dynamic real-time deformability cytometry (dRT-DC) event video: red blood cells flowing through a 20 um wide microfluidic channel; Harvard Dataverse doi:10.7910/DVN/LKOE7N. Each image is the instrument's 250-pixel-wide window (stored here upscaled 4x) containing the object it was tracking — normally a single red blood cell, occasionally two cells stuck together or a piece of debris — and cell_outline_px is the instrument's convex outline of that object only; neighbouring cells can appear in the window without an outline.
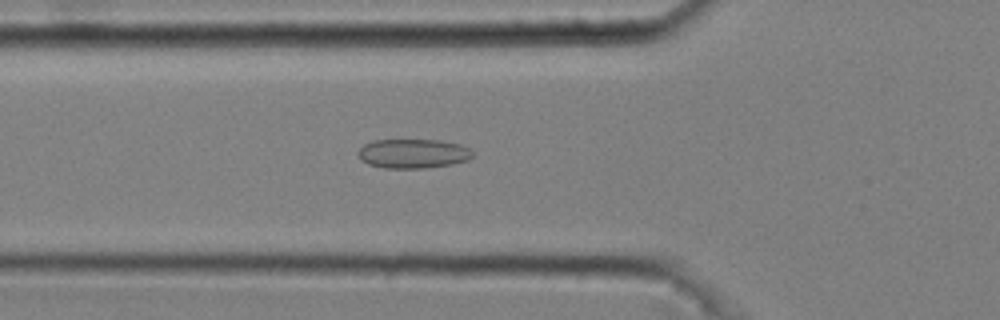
{"species": "common noctule bat (a hibernating species)", "species_latin": "Nyctalus noctula", "temperature_condition": "cold", "stored_images_in_passage": 52, "camera_frame_rate_fps": 3000, "um_per_image_px": 0.085, "animal": {"sex": "male", "body_mass_g": 20.4}, "frame": {"image": 1, "passage_image": 19, "time_ms": 6.0, "image_size_px": [1000, 320], "cell_outline_px": [[472, 156], [468, 160], [452, 164], [424, 168], [384, 168], [368, 164], [360, 160], [356, 152], [364, 144], [372, 140], [440, 140], [460, 144], [468, 148], [472, 152]], "centroid_in_image_um": [35.07, 13.05], "position_along_channel_um": 90.7, "area_um2": 19.65}}
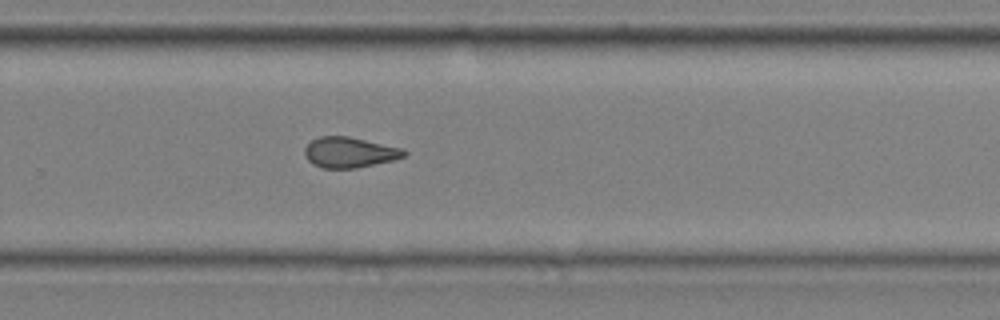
{"frame": {"image": 2, "passage_image": 36, "time_ms": 11.667, "image_size_px": [1000, 320], "cell_outline_px": [[408, 152], [404, 156], [392, 160], [356, 168], [320, 168], [312, 164], [304, 156], [304, 148], [312, 140], [320, 136], [348, 136], [404, 148]], "centroid_in_image_um": [29.69, 12.95], "position_along_channel_um": 300.1, "area_um2": 17.74}}
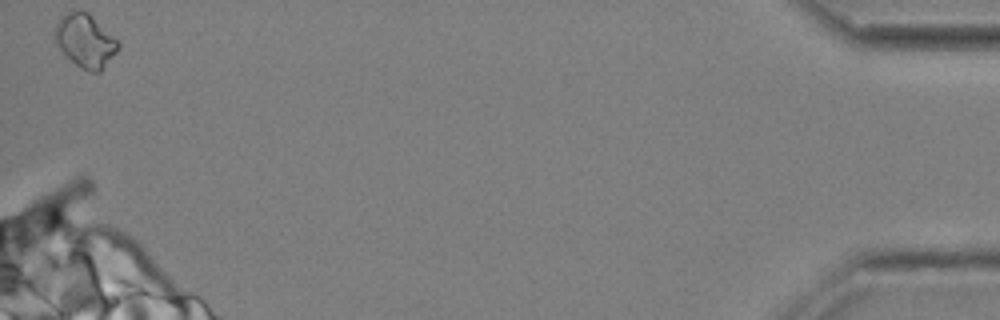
{"frame": {"image": 3, "passage_image": 52, "time_ms": 17.0, "image_size_px": [1000, 320], "cell_outline_px": [[120, 48], [100, 72], [88, 72], [80, 68], [52, 40], [52, 32], [60, 16], [68, 12], [88, 12], [120, 40]], "centroid_in_image_um": [7.26, 3.46], "position_along_channel_um": 427.9, "area_um2": 19.94}, "authors_computed_cell_mechanics": {"area_um2": 18.3804, "velocity_mm_per_s": 3.6926, "shape_relaxation_time_tau1_ms": null, "shape_relaxation_time_tau2_ms": 2.5307, "deformation_change_tau1": null, "deformation_change_tau2": 0.0862}}